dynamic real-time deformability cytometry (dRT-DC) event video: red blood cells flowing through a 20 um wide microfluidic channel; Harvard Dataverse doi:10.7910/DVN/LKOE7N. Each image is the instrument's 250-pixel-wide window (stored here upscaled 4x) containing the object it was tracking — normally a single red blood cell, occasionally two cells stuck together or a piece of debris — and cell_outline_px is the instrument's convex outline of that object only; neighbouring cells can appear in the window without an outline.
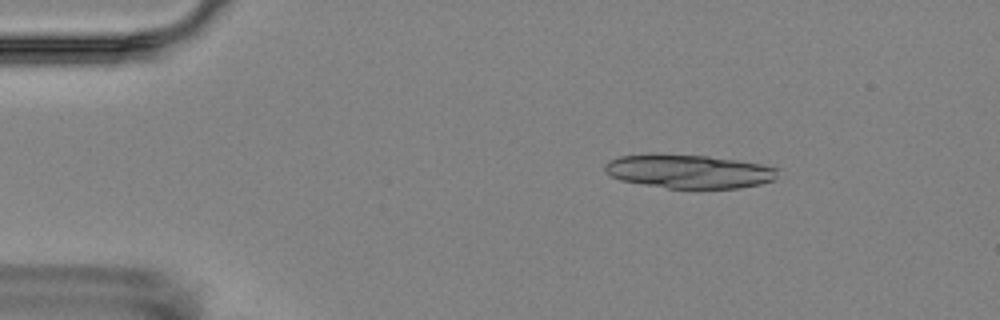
{"species": "Egyptian fruit bat (a non-hibernating species)", "species_latin": "Rousettus aegyptiacus", "temperature_condition": "room temperature", "stored_images_in_passage": 15, "camera_frame_rate_fps": 3000, "um_per_image_px": 0.085, "animal": {"sex": "female"}, "frame": {"image": 1, "passage_image": 1, "time_ms": 0.0, "image_size_px": [1000, 320], "cell_outline_px": [[780, 168], [776, 180], [760, 184], [740, 188], [668, 188], [620, 180], [604, 172], [604, 164], [608, 160], [620, 156], [656, 152], [708, 156], [736, 160], [760, 164]], "centroid_in_image_um": [58.54, 14.54], "position_along_channel_um": 26.5, "area_um2": 34.56}}
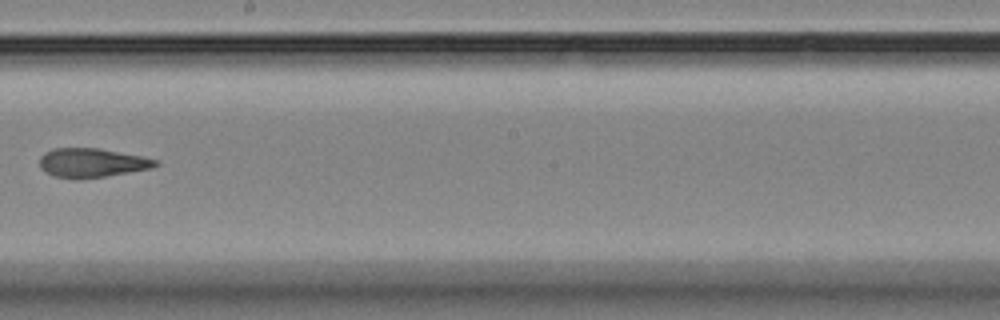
{"frame": {"image": 2, "passage_image": 8, "time_ms": 8.0, "image_size_px": [1000, 320], "cell_outline_px": [[160, 164], [152, 168], [80, 180], [76, 180], [56, 176], [40, 168], [40, 156], [44, 152], [52, 148], [100, 148], [140, 156], [156, 160]], "centroid_in_image_um": [7.78, 13.84], "position_along_channel_um": 240.4, "area_um2": 19.59}}
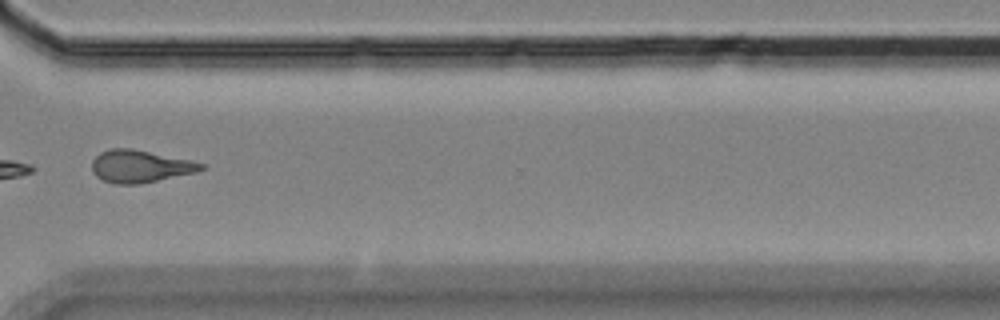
{"frame": {"image": 3, "passage_image": 11, "time_ms": 11.333, "image_size_px": [1000, 320], "cell_outline_px": [[204, 168], [196, 172], [140, 184], [112, 184], [96, 176], [92, 172], [92, 160], [100, 152], [112, 148], [132, 148], [192, 160], [204, 164]], "centroid_in_image_um": [11.89, 14.13], "position_along_channel_um": 358.7, "area_um2": 20.69}, "authors_computed_cell_mechanics": {"area_um2": 21.3282, "velocity_mm_per_s": 3.5637, "shape_relaxation_time_tau1_ms": 9.5954, "shape_relaxation_time_tau2_ms": 3.1821, "deformation_change_tau1": 0.239, "deformation_change_tau2": 0.1242}}